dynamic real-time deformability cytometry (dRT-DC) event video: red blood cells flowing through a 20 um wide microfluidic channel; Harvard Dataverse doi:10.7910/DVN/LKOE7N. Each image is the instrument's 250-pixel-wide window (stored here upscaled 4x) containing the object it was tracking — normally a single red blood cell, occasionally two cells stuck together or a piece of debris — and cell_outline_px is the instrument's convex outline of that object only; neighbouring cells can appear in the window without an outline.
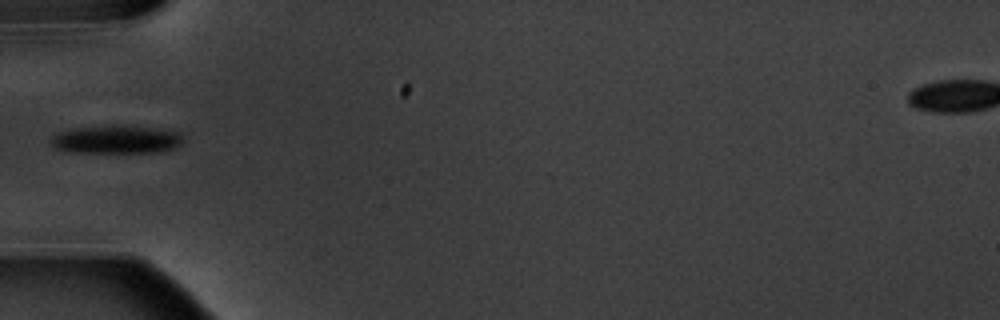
{"species": "common noctule bat (a hibernating species)", "species_latin": "Nyctalus noctula", "temperature_condition": "warm", "stored_images_in_passage": 1, "camera_frame_rate_fps": 3000, "um_per_image_px": 0.085, "animal": {"sex": "male", "body_mass_g": 20.1, "forearm_length_mm": 53.5}, "frame": {"image": 1, "passage_image": 1, "time_ms": 0.0, "image_size_px": [1000, 320], "cell_outline_px": [[184, 140], [180, 144], [172, 148], [160, 152], [64, 152], [56, 148], [48, 140], [52, 136], [60, 132], [76, 128], [108, 124], [124, 124], [156, 128], [180, 132]], "centroid_in_image_um": [9.88, 11.83], "position_along_channel_um": 75.1, "area_um2": 22.14}}